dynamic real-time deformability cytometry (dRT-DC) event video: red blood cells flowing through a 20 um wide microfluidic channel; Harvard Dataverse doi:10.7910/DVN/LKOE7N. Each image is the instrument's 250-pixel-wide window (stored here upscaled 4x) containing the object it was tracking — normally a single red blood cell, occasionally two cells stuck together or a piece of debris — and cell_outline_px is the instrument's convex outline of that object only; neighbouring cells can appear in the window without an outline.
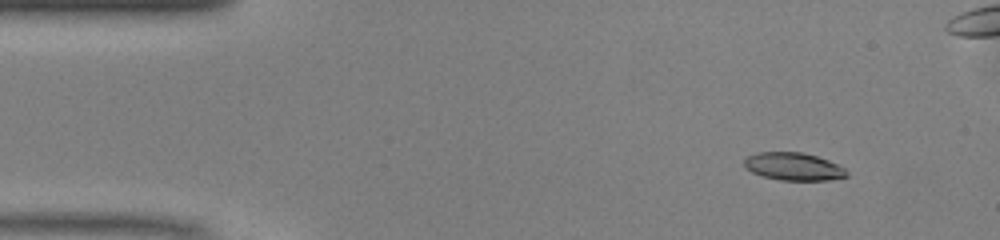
{"species": "common noctule bat (a hibernating species)", "species_latin": "Nyctalus noctula", "temperature_condition": "warm", "stored_images_in_passage": 45, "camera_frame_rate_fps": 3000, "um_per_image_px": 0.085, "animal": {"sex": "male", "body_mass_g": 13.0, "forearm_length_mm": 53.1}, "frame": {"image": 1, "passage_image": 1, "time_ms": 0.0, "image_size_px": [1000, 240], "cell_outline_px": [[848, 176], [828, 180], [780, 180], [760, 176], [744, 168], [744, 160], [748, 156], [756, 152], [804, 152], [828, 160], [844, 168], [848, 172]], "centroid_in_image_um": [67.41, 14.15], "position_along_channel_um": 17.6, "area_um2": 16.65}}
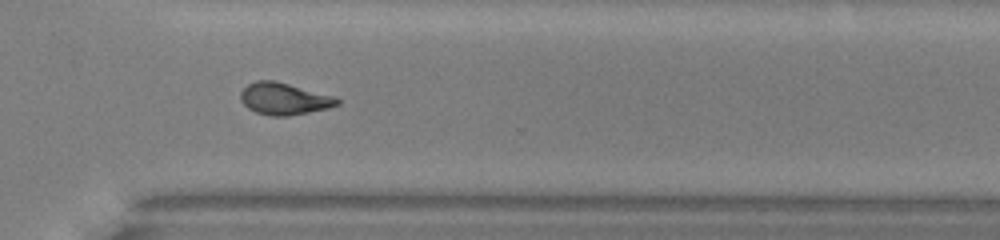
{"frame": {"image": 2, "passage_image": 31, "time_ms": 10.0, "image_size_px": [1000, 240], "cell_outline_px": [[340, 104], [328, 108], [288, 116], [272, 116], [256, 112], [248, 108], [240, 100], [240, 92], [248, 84], [256, 80], [272, 80], [336, 96], [340, 100]], "centroid_in_image_um": [24.15, 8.39], "position_along_channel_um": 346.4, "area_um2": 17.92}}
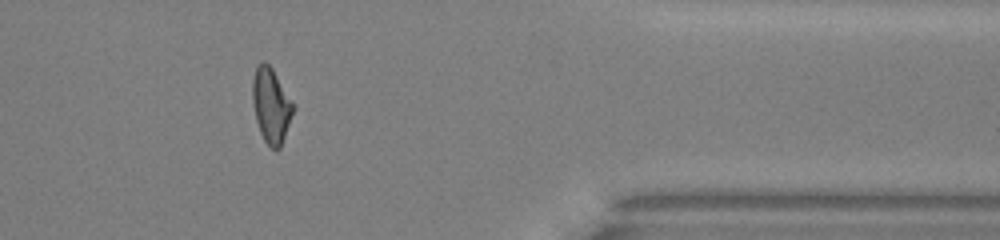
{"frame": {"image": 3, "passage_image": 36, "time_ms": 11.667, "image_size_px": [1000, 240], "cell_outline_px": [[296, 108], [280, 148], [276, 152], [264, 140], [260, 132], [256, 120], [252, 100], [252, 80], [256, 68], [264, 60], [272, 68]], "centroid_in_image_um": [23.05, 8.99], "position_along_channel_um": 388.3, "area_um2": 17.74}, "authors_computed_cell_mechanics": {"area_um2": 17.6868, "velocity_mm_per_s": 4.1377, "shape_relaxation_time_tau1_ms": 3.7132, "shape_relaxation_time_tau2_ms": 3.8503, "deformation_change_tau1": 0.1625, "deformation_change_tau2": 0.1044}}